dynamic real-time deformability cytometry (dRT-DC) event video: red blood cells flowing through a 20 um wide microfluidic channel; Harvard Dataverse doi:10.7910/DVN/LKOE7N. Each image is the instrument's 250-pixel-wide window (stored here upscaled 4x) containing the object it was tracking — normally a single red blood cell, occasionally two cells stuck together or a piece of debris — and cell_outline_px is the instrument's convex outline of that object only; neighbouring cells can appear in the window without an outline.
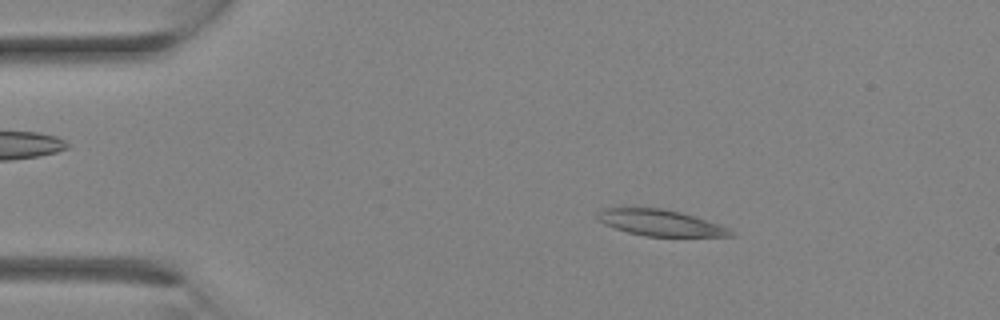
{"species": "Egyptian fruit bat (a non-hibernating species)", "species_latin": "Rousettus aegyptiacus", "temperature_condition": "room temperature", "stored_images_in_passage": 16, "camera_frame_rate_fps": 3000, "um_per_image_px": 0.085, "animal": {"sex": "female"}, "frame": {"image": 1, "passage_image": 5, "time_ms": 1.333, "image_size_px": [1000, 320], "cell_outline_px": [[736, 236], [644, 236], [628, 232], [604, 224], [596, 220], [596, 212], [604, 208], [660, 208], [680, 212], [728, 228]], "centroid_in_image_um": [56.04, 18.94], "position_along_channel_um": 29.0, "area_um2": 19.94}}
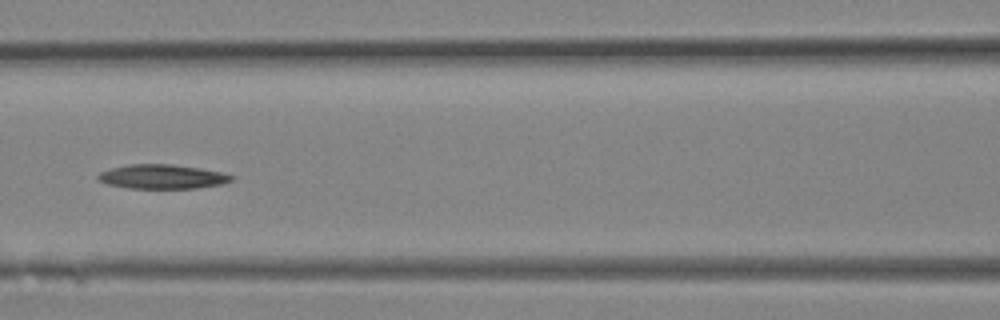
{"frame": {"image": 2, "passage_image": 13, "time_ms": 4.0, "image_size_px": [1000, 320], "cell_outline_px": [[236, 176], [232, 180], [224, 184], [196, 188], [128, 188], [108, 184], [100, 180], [96, 176], [100, 172], [112, 168], [128, 164], [172, 164], [200, 168], [220, 172]], "centroid_in_image_um": [13.82, 15.01], "position_along_channel_um": 152.8, "area_um2": 18.84}}
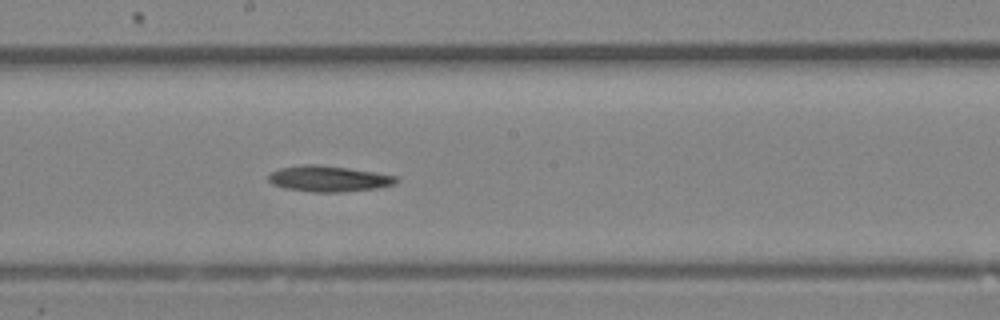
{"frame": {"image": 3, "passage_image": 16, "time_ms": 5.0, "image_size_px": [1000, 320], "cell_outline_px": [[400, 180], [396, 184], [376, 188], [340, 192], [312, 192], [284, 188], [272, 184], [268, 180], [268, 176], [272, 172], [280, 168], [304, 164], [320, 164], [376, 172], [396, 176]], "centroid_in_image_um": [27.95, 15.19], "position_along_channel_um": 220.3, "area_um2": 19.36}}